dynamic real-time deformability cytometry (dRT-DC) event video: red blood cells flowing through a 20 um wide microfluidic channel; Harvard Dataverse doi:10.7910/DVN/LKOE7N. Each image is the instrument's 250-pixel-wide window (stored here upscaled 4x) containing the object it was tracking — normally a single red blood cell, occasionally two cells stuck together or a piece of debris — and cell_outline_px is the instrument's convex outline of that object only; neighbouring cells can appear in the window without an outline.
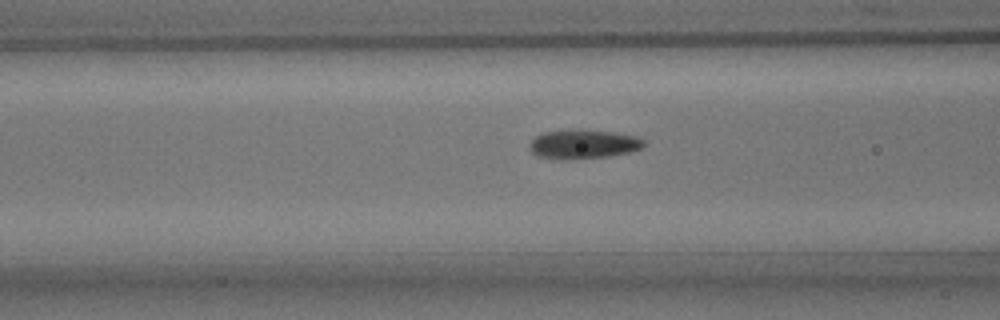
{"species": "common noctule bat (a hibernating species)", "species_latin": "Nyctalus noctula", "temperature_condition": "room temperature", "stored_images_in_passage": 29, "camera_frame_rate_fps": 3000, "um_per_image_px": 0.085, "animal": {"sex": "male", "body_mass_g": 15.6}, "frame": {"image": 1, "passage_image": 6, "time_ms": 1.667, "image_size_px": [1000, 320], "cell_outline_px": [[648, 144], [644, 148], [628, 152], [608, 156], [536, 156], [528, 148], [528, 144], [536, 136], [544, 132], [576, 128], [580, 128], [616, 132], [640, 136]], "centroid_in_image_um": [49.68, 12.17], "position_along_channel_um": 116.9, "area_um2": 19.02}}
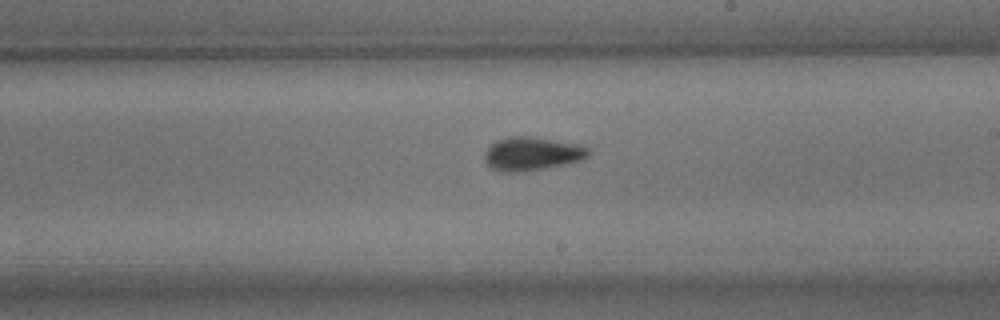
{"frame": {"image": 2, "passage_image": 16, "time_ms": 5.0, "image_size_px": [1000, 320], "cell_outline_px": [[588, 156], [584, 160], [544, 168], [516, 172], [504, 172], [492, 168], [484, 160], [484, 152], [496, 140], [508, 136], [528, 136], [580, 144], [588, 148]], "centroid_in_image_um": [45.21, 13.06], "position_along_channel_um": 243.8, "area_um2": 20.17}}
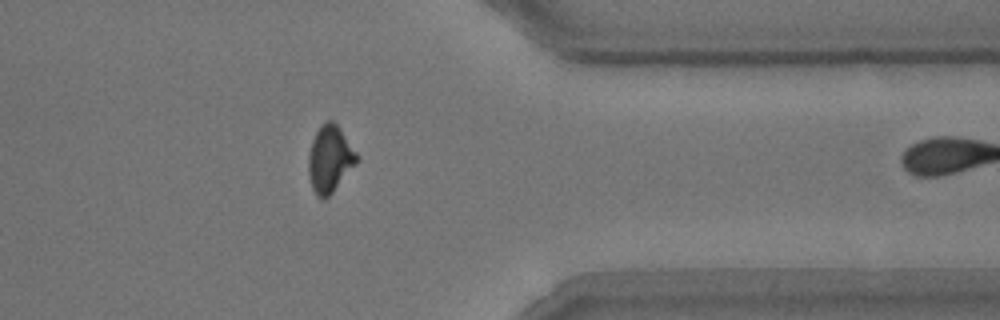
{"frame": {"image": 3, "passage_image": 28, "time_ms": 9.0, "image_size_px": [1000, 320], "cell_outline_px": [[360, 160], [332, 192], [324, 200], [316, 196], [312, 188], [308, 176], [308, 156], [312, 140], [320, 124], [324, 120], [332, 120], [340, 128], [360, 156]], "centroid_in_image_um": [28.04, 13.5], "position_along_channel_um": 383.4, "area_um2": 19.13}}